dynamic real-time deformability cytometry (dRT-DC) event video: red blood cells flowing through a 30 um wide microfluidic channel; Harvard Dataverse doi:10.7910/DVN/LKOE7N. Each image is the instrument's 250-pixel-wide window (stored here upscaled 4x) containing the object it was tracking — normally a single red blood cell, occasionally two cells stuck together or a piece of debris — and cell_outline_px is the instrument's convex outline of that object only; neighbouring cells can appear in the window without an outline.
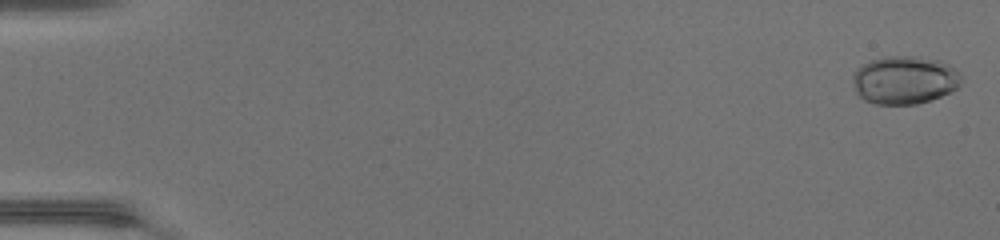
{"species": "common noctule bat (a hibernating species)", "species_latin": "Nyctalus noctula", "temperature_condition": "warm", "stored_images_in_passage": 48, "camera_frame_rate_fps": 3000, "um_per_image_px": 0.085, "animal": {"sex": "female", "body_mass_g": 17.0, "forearm_length_mm": 48.0}, "frame": {"image": 1, "passage_image": 1, "time_ms": 0.0, "image_size_px": [1000, 240], "cell_outline_px": [[964, 76], [960, 84], [956, 88], [940, 96], [916, 104], [876, 104], [864, 100], [856, 92], [852, 84], [852, 76], [856, 68], [860, 64], [868, 60], [888, 56], [916, 56], [940, 60], [956, 68]], "centroid_in_image_um": [76.87, 6.78], "position_along_channel_um": 8.1, "area_um2": 30.87}}
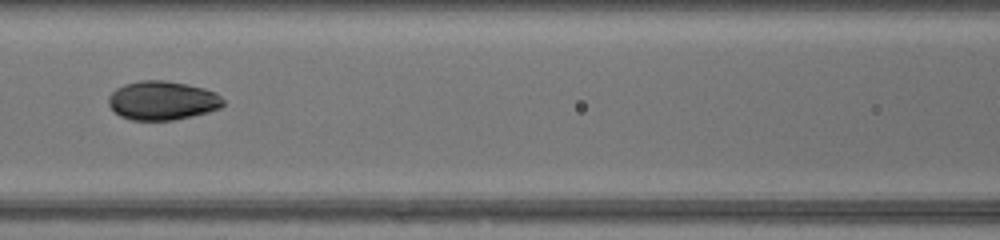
{"frame": {"image": 2, "passage_image": 23, "time_ms": 7.333, "image_size_px": [1000, 240], "cell_outline_px": [[224, 104], [220, 108], [208, 112], [192, 116], [172, 120], [132, 120], [120, 116], [108, 104], [108, 96], [116, 88], [124, 84], [140, 80], [164, 80], [188, 84], [204, 88], [216, 92], [224, 100]], "centroid_in_image_um": [13.81, 8.54], "position_along_channel_um": 152.8, "area_um2": 26.13}}
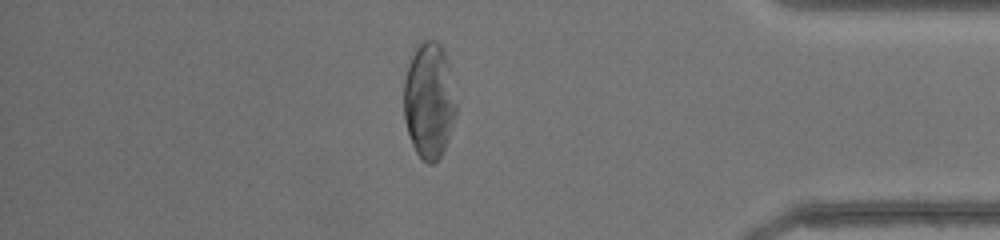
{"frame": {"image": 3, "passage_image": 42, "time_ms": 13.667, "image_size_px": [1000, 240], "cell_outline_px": [[456, 116], [448, 140], [440, 156], [432, 164], [428, 164], [416, 152], [412, 144], [404, 120], [404, 80], [408, 64], [416, 48], [424, 40], [436, 40], [440, 44], [444, 52], [456, 104]], "centroid_in_image_um": [36.45, 8.58], "position_along_channel_um": 398.7, "area_um2": 34.85}, "authors_computed_cell_mechanics": {"area_um2": 27.8885, "velocity_mm_per_s": 4.3533, "shape_relaxation_time_tau1_ms": 5.3938, "shape_relaxation_time_tau2_ms": 1.2173, "deformation_change_tau1": 0.1716, "deformation_change_tau2": 0.0417}}